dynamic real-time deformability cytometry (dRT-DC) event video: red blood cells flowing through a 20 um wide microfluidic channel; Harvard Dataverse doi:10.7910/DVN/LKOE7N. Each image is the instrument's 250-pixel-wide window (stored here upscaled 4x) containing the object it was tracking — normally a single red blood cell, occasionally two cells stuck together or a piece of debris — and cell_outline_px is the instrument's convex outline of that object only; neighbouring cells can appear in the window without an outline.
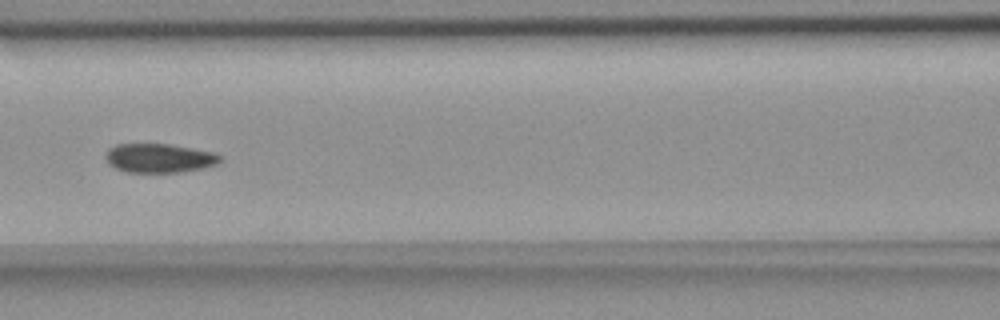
{"species": "common noctule bat (a hibernating species)", "species_latin": "Nyctalus noctula", "temperature_condition": "room temperature", "stored_images_in_passage": 7, "camera_frame_rate_fps": 3000, "um_per_image_px": 0.085, "animal": {"sex": "female", "body_mass_g": 18.4}, "frame": {"image": 1, "passage_image": 7, "time_ms": 7.333, "image_size_px": [1000, 320], "cell_outline_px": [[224, 156], [216, 164], [204, 168], [180, 172], [128, 172], [116, 168], [108, 164], [104, 156], [108, 148], [116, 144], [168, 144], [216, 152]], "centroid_in_image_um": [13.54, 13.43], "position_along_channel_um": 153.1, "area_um2": 19.54}}